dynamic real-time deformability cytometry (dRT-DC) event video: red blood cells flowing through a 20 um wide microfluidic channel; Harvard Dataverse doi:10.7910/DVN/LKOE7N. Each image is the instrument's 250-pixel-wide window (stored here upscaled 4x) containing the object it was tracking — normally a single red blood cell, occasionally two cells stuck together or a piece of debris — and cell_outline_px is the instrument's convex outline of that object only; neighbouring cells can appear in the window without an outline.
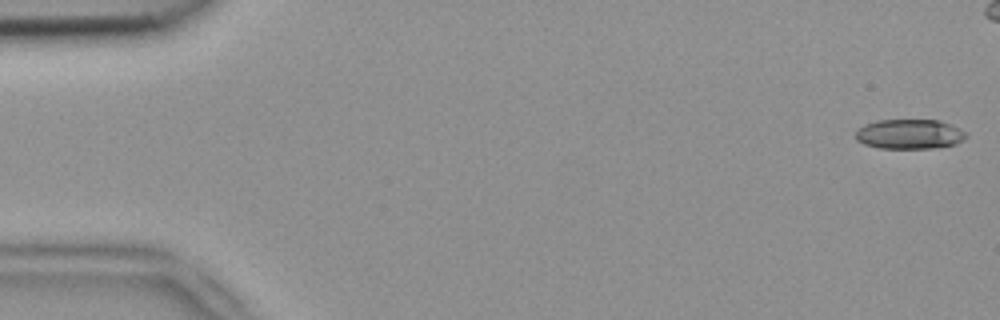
{"species": "common noctule bat (a hibernating species)", "species_latin": "Nyctalus noctula", "temperature_condition": "room temperature", "stored_images_in_passage": 5, "camera_frame_rate_fps": 3000, "um_per_image_px": 0.085, "animal": {"sex": "female", "body_mass_g": 18.4}, "frame": {"image": 1, "passage_image": 1, "time_ms": 0.0, "image_size_px": [1000, 320], "cell_outline_px": [[968, 136], [964, 140], [956, 144], [932, 148], [880, 148], [864, 144], [856, 140], [856, 132], [864, 124], [876, 120], [940, 120], [968, 132]], "centroid_in_image_um": [77.34, 11.4], "position_along_channel_um": 7.7, "area_um2": 19.25}}
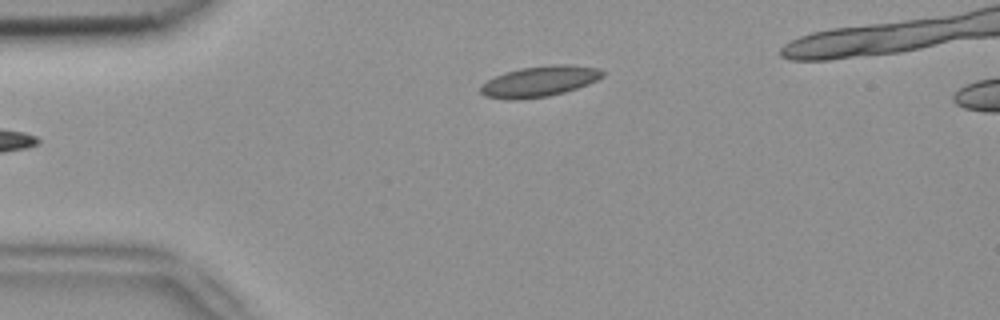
{"frame": {"image": 2, "passage_image": 5, "time_ms": 1.333, "image_size_px": [1000, 320], "cell_outline_px": [[604, 76], [588, 84], [564, 92], [548, 96], [520, 100], [508, 100], [484, 96], [480, 92], [480, 88], [488, 80], [504, 72], [520, 68], [548, 64], [572, 64], [600, 68], [604, 72]], "centroid_in_image_um": [45.87, 6.91], "position_along_channel_um": 39.1, "area_um2": 22.02}}